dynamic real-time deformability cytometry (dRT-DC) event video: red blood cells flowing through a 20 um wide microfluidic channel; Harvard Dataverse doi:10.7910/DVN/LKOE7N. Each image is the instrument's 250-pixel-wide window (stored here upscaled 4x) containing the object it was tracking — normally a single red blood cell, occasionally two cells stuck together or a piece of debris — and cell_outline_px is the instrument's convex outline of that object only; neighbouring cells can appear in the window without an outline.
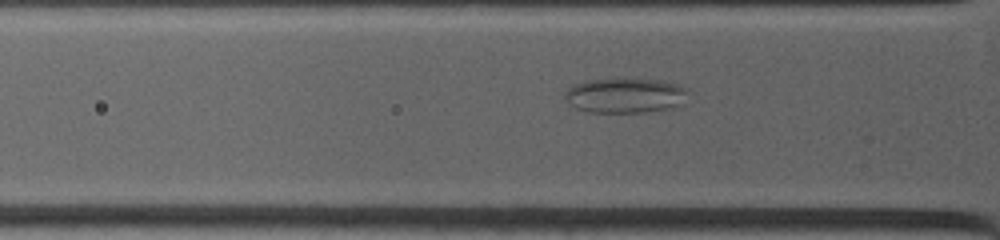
{"species": "common noctule bat (a hibernating species)", "species_latin": "Nyctalus noctula", "temperature_condition": "warm", "stored_images_in_passage": 13, "camera_frame_rate_fps": 4500, "um_per_image_px": 0.085, "animal": {"sex": "female", "body_mass_g": 19.0, "forearm_length_mm": 53.3}, "frame": {"image": 1, "passage_image": 6, "time_ms": 2.0, "image_size_px": [1000, 240], "cell_outline_px": [[688, 92], [684, 104], [668, 108], [644, 112], [588, 112], [576, 108], [568, 104], [564, 100], [564, 92], [572, 84], [588, 80], [616, 76], [624, 76], [660, 80], [676, 84], [688, 88]], "centroid_in_image_um": [53.1, 8.07], "position_along_channel_um": 72.7, "area_um2": 26.13}}
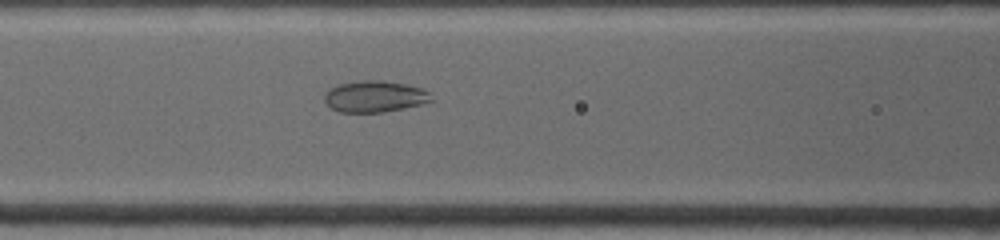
{"frame": {"image": 2, "passage_image": 10, "time_ms": 3.556, "image_size_px": [1000, 240], "cell_outline_px": [[432, 100], [424, 104], [384, 112], [340, 112], [332, 108], [324, 100], [324, 96], [328, 88], [340, 84], [360, 80], [384, 80], [424, 88], [428, 92]], "centroid_in_image_um": [31.85, 8.19], "position_along_channel_um": 134.7, "area_um2": 19.59}}
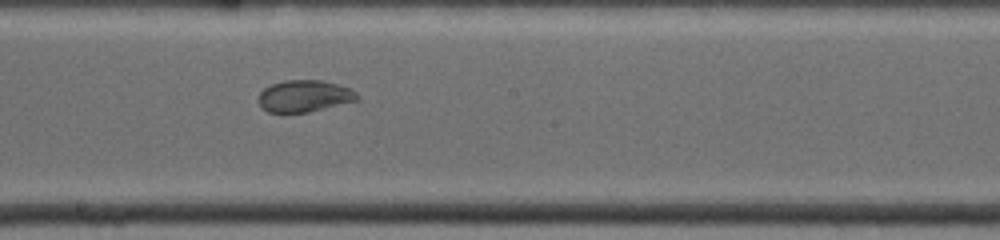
{"frame": {"image": 3, "passage_image": 13, "time_ms": 5.778, "image_size_px": [1000, 240], "cell_outline_px": [[360, 100], [308, 112], [268, 112], [260, 108], [260, 92], [264, 88], [272, 84], [284, 80], [320, 80], [352, 88], [360, 96]], "centroid_in_image_um": [25.91, 8.16], "position_along_channel_um": 222.3, "area_um2": 18.32}}